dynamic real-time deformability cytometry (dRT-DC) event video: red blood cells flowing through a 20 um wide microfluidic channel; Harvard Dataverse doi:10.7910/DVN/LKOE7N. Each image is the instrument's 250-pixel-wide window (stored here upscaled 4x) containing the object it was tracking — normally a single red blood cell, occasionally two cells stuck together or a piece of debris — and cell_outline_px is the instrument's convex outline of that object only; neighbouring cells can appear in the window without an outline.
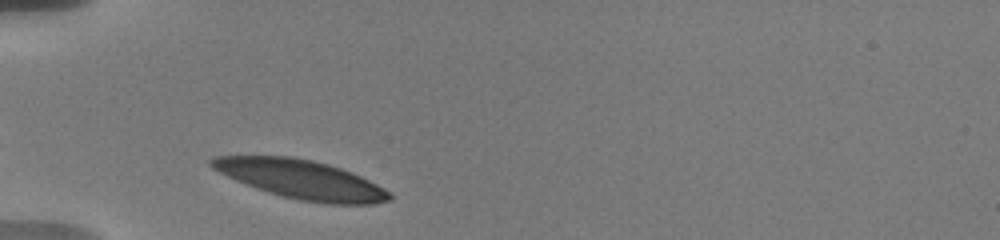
{"species": "human", "species_latin": "Homo sapiens", "temperature_condition": "warm", "stored_images_in_passage": 38, "camera_frame_rate_fps": 3000, "um_per_image_px": 0.085, "donor": {"sex": "male"}, "frame": {"image": 1, "passage_image": 1, "time_ms": 0.0, "image_size_px": [1000, 240], "cell_outline_px": [[392, 200], [376, 204], [328, 204], [300, 200], [268, 192], [256, 188], [236, 180], [212, 168], [208, 164], [208, 160], [216, 156], [288, 156], [312, 160], [328, 164], [352, 172], [384, 188], [392, 196]], "centroid_in_image_um": [25.61, 15.25], "position_along_channel_um": 59.4, "area_um2": 40.06}}
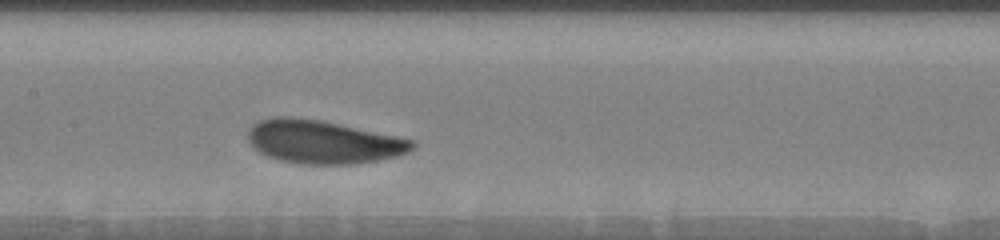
{"frame": {"image": 2, "passage_image": 14, "time_ms": 3.667, "image_size_px": [1000, 240], "cell_outline_px": [[416, 144], [408, 152], [396, 156], [380, 160], [356, 164], [300, 164], [280, 160], [264, 156], [248, 140], [248, 128], [252, 124], [260, 120], [276, 116], [288, 116], [320, 120], [416, 140]], "centroid_in_image_um": [27.45, 12.06], "position_along_channel_um": 179.9, "area_um2": 41.56}}
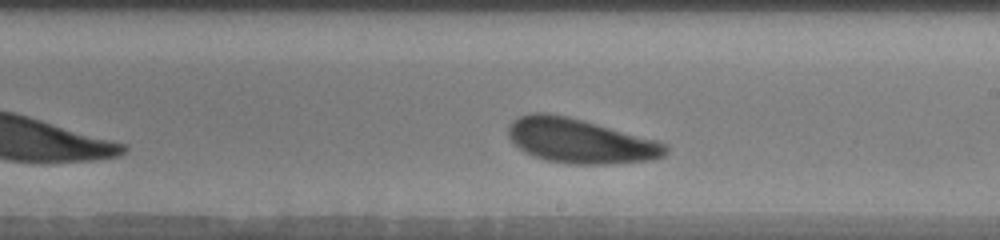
{"frame": {"image": 3, "passage_image": 21, "time_ms": 5.333, "image_size_px": [1000, 240], "cell_outline_px": [[668, 152], [664, 156], [656, 160], [608, 164], [568, 164], [548, 160], [532, 156], [512, 144], [508, 136], [508, 124], [520, 116], [532, 112], [548, 112], [568, 116], [656, 140], [668, 144]], "centroid_in_image_um": [49.3, 11.98], "position_along_channel_um": 239.7, "area_um2": 41.15}, "authors_computed_cell_mechanics": {"area_um2": 41.1247, "velocity_mm_per_s": 3.5881, "shape_relaxation_time_tau1_ms": 1.1705, "shape_relaxation_time_tau2_ms": null, "deformation_change_tau1": 0.0955, "deformation_change_tau2": null}}